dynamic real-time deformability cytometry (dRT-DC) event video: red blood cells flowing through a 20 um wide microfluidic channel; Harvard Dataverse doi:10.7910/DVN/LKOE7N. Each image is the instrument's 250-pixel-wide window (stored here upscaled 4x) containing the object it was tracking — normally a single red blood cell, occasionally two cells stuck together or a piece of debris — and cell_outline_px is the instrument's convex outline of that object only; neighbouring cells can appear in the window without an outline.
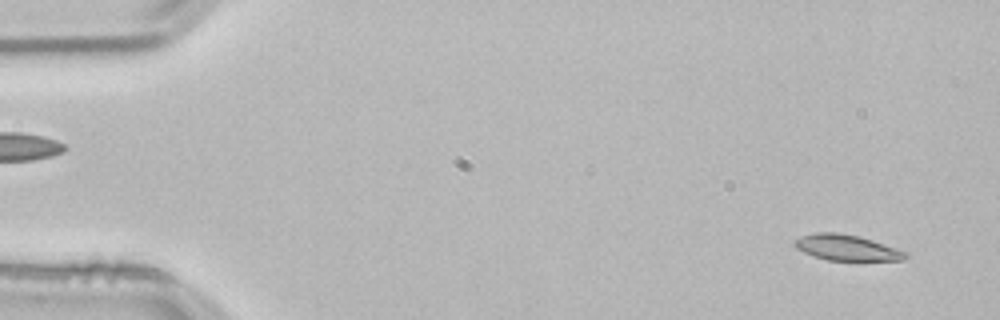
{"species": "common noctule bat (a hibernating species)", "species_latin": "Nyctalus noctula", "temperature_condition": "room temperature", "stored_images_in_passage": 53, "camera_frame_rate_fps": 3000, "um_per_image_px": 0.085, "animal": {"sex": "male", "body_mass_g": 21.5, "forearm_length_mm": 52.0}, "frame": {"image": 1, "passage_image": 3, "time_ms": 0.667, "image_size_px": [1000, 320], "cell_outline_px": [[912, 256], [904, 260], [828, 260], [804, 252], [796, 248], [792, 244], [792, 240], [800, 236], [816, 232], [836, 232], [856, 236], [872, 240], [908, 252]], "centroid_in_image_um": [71.97, 21.04], "position_along_channel_um": 13.0, "area_um2": 16.65}}
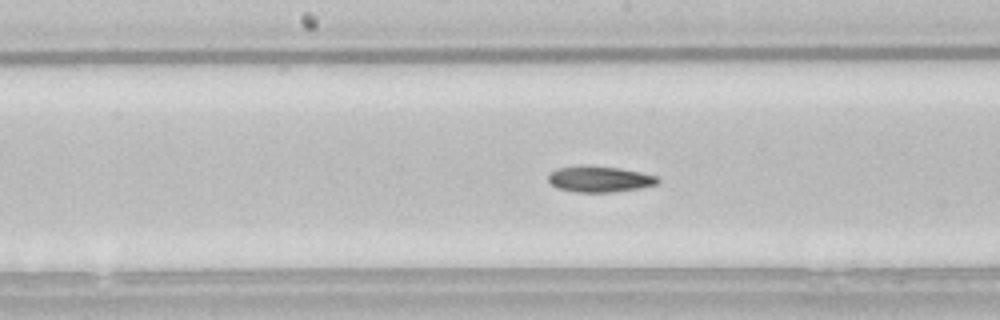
{"frame": {"image": 2, "passage_image": 27, "time_ms": 8.667, "image_size_px": [1000, 320], "cell_outline_px": [[660, 180], [656, 184], [640, 188], [612, 192], [576, 192], [556, 188], [548, 180], [548, 172], [556, 168], [620, 168], [640, 172], [656, 176]], "centroid_in_image_um": [50.96, 15.26], "position_along_channel_um": 197.2, "area_um2": 15.9}}
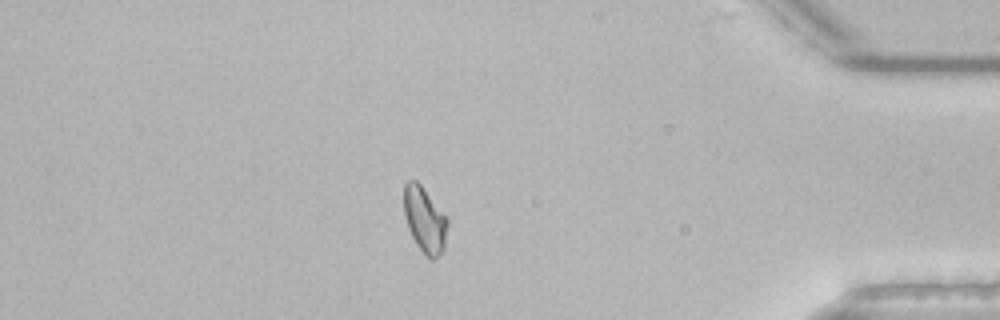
{"frame": {"image": 3, "passage_image": 46, "time_ms": 15.0, "image_size_px": [1000, 320], "cell_outline_px": [[448, 224], [444, 248], [432, 260], [416, 244], [408, 228], [404, 216], [404, 184], [408, 180], [416, 180], [420, 184], [448, 220]], "centroid_in_image_um": [36.07, 18.66], "position_along_channel_um": 399.1, "area_um2": 16.24}, "authors_computed_cell_mechanics": {"area_um2": 16.8198, "velocity_mm_per_s": 3.7921, "shape_relaxation_time_tau1_ms": 4.5982, "shape_relaxation_time_tau2_ms": 9.2941, "deformation_change_tau1": 0.1475, "deformation_change_tau2": 0.1217}}